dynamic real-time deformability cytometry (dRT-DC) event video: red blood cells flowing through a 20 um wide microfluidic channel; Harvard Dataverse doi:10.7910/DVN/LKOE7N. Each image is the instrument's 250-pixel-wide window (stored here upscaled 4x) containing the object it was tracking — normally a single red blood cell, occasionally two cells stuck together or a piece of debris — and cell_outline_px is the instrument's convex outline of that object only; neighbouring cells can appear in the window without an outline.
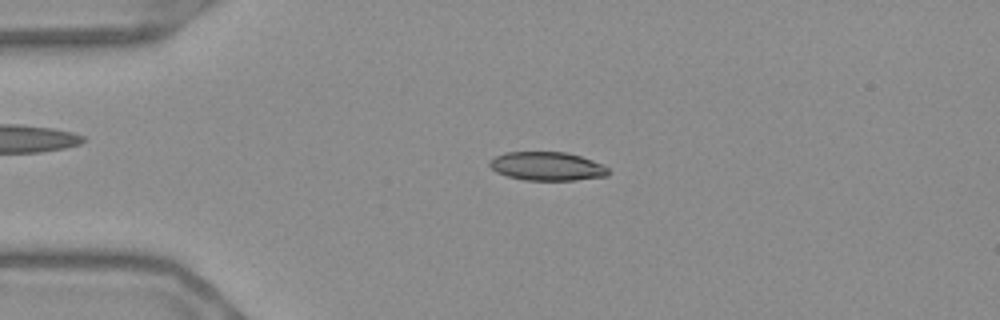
{"species": "Egyptian fruit bat (a non-hibernating species)", "species_latin": "Rousettus aegyptiacus", "temperature_condition": "warm", "stored_images_in_passage": 54, "camera_frame_rate_fps": 3000, "um_per_image_px": 0.085, "frame": {"image": 1, "passage_image": 12, "time_ms": 3.667, "image_size_px": [1000, 320], "cell_outline_px": [[612, 172], [608, 176], [576, 180], [524, 180], [508, 176], [496, 172], [488, 164], [488, 160], [504, 152], [564, 152], [580, 156], [604, 164]], "centroid_in_image_um": [46.53, 14.13], "position_along_channel_um": 38.5, "area_um2": 20.0}}
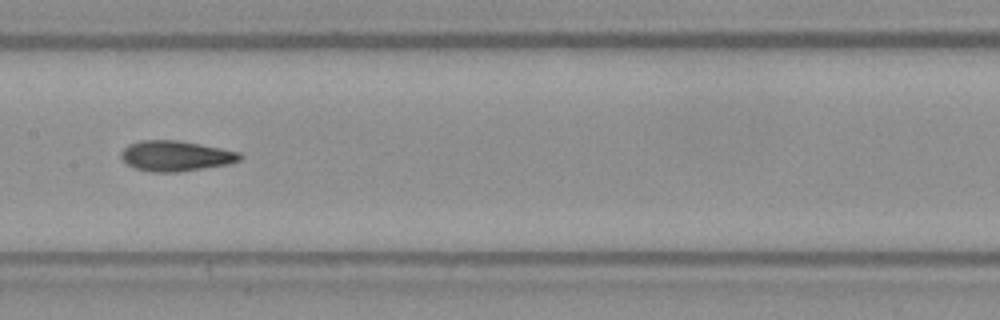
{"frame": {"image": 2, "passage_image": 27, "time_ms": 8.667, "image_size_px": [1000, 320], "cell_outline_px": [[244, 156], [240, 160], [228, 164], [180, 172], [152, 172], [136, 168], [128, 164], [120, 156], [120, 152], [128, 144], [140, 140], [176, 140], [200, 144], [240, 152]], "centroid_in_image_um": [14.94, 13.25], "position_along_channel_um": 192.5, "area_um2": 21.04}}
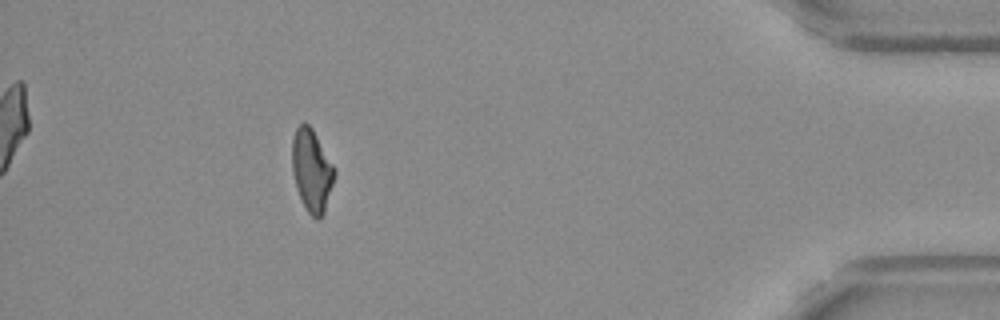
{"frame": {"image": 3, "passage_image": 49, "time_ms": 16.0, "image_size_px": [1000, 320], "cell_outline_px": [[336, 172], [324, 212], [316, 220], [308, 212], [296, 188], [292, 172], [292, 136], [296, 128], [304, 120], [312, 128], [336, 168]], "centroid_in_image_um": [26.49, 14.43], "position_along_channel_um": 408.7, "area_um2": 20.35}, "authors_computed_cell_mechanics": {"area_um2": 20.4612, "velocity_mm_per_s": 3.7008, "shape_relaxation_time_tau1_ms": null, "shape_relaxation_time_tau2_ms": 2.5567, "deformation_change_tau1": null, "deformation_change_tau2": 0.0903}}